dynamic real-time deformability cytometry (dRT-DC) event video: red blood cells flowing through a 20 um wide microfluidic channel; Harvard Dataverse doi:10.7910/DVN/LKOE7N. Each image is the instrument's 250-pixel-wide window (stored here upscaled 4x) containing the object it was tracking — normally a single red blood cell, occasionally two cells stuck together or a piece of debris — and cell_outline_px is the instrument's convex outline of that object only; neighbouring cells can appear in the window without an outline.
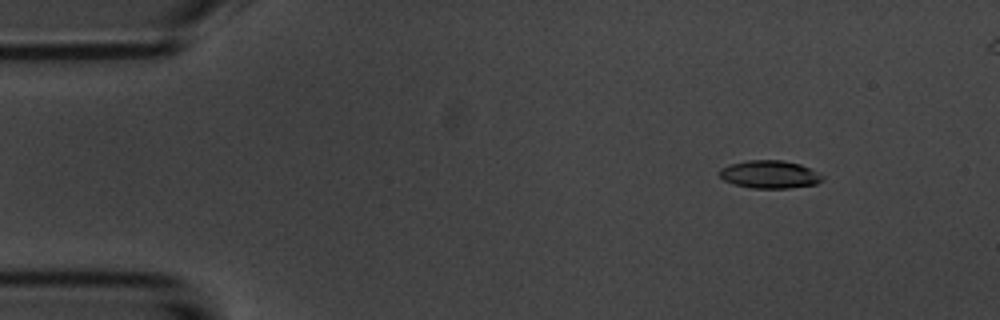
{"species": "common noctule bat (a hibernating species)", "species_latin": "Nyctalus noctula", "temperature_condition": "room temperature", "stored_images_in_passage": 56, "segment_of_instrument_passage": [1, 2], "camera_frame_rate_fps": 3000, "um_per_image_px": 0.085, "animal": {"sex": "male", "body_mass_g": 20.1, "forearm_length_mm": 53.5}, "frame": {"image": 1, "passage_image": 7, "time_ms": 2.0, "image_size_px": [1000, 320], "cell_outline_px": [[824, 176], [816, 184], [788, 188], [752, 188], [736, 184], [724, 180], [716, 172], [720, 168], [728, 164], [748, 160], [784, 160], [800, 164], [820, 172]], "centroid_in_image_um": [65.4, 14.81], "position_along_channel_um": 19.6, "area_um2": 16.82}}
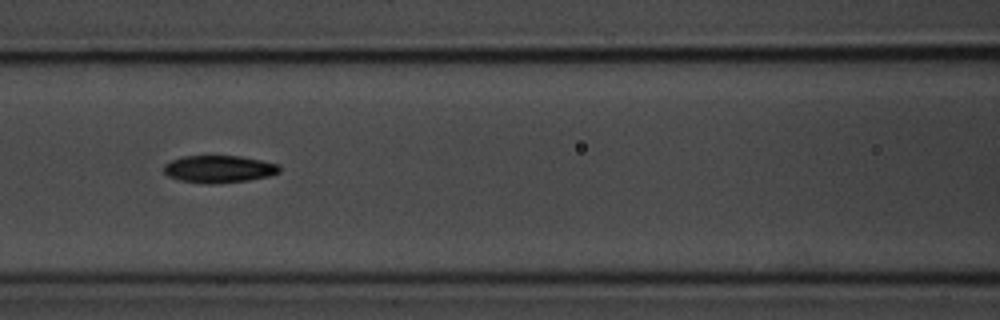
{"frame": {"image": 2, "passage_image": 24, "time_ms": 7.667, "image_size_px": [1000, 320], "cell_outline_px": [[280, 172], [268, 176], [248, 180], [208, 184], [180, 180], [168, 176], [164, 172], [164, 164], [172, 160], [184, 156], [240, 156], [280, 164]], "centroid_in_image_um": [18.61, 14.36], "position_along_channel_um": 148.0, "area_um2": 18.26}}
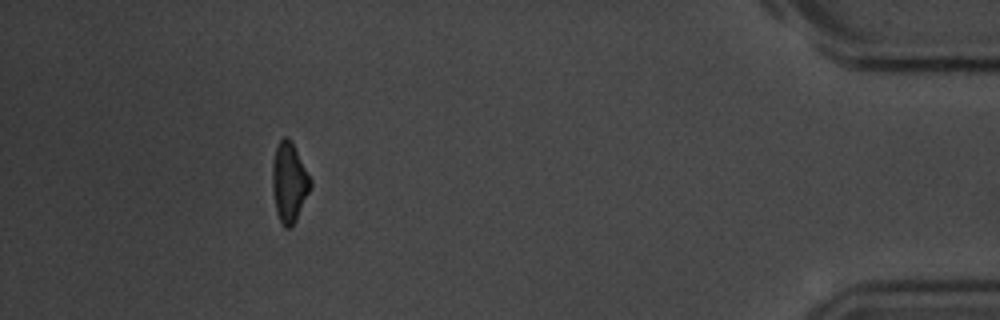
{"frame": {"image": 3, "passage_image": 50, "time_ms": 16.333, "image_size_px": [1000, 320], "cell_outline_px": [[312, 184], [296, 220], [288, 228], [284, 228], [276, 212], [272, 188], [272, 164], [276, 148], [280, 140], [284, 136], [288, 136], [312, 180]], "centroid_in_image_um": [24.56, 15.5], "position_along_channel_um": 410.6, "area_um2": 17.4}}